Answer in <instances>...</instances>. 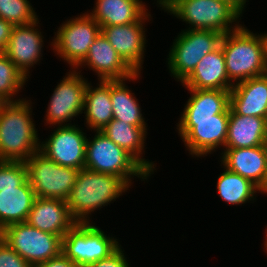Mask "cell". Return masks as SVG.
<instances>
[{
	"label": "cell",
	"instance_id": "18",
	"mask_svg": "<svg viewBox=\"0 0 267 267\" xmlns=\"http://www.w3.org/2000/svg\"><path fill=\"white\" fill-rule=\"evenodd\" d=\"M220 155L222 166L228 170L250 180L258 188L263 183L267 170V144L248 148L222 149Z\"/></svg>",
	"mask_w": 267,
	"mask_h": 267
},
{
	"label": "cell",
	"instance_id": "38",
	"mask_svg": "<svg viewBox=\"0 0 267 267\" xmlns=\"http://www.w3.org/2000/svg\"><path fill=\"white\" fill-rule=\"evenodd\" d=\"M266 227H267V226H266ZM265 233H266V234H265L266 236H265V239H264L265 241L263 242V243H264V244H263V245H264L263 250L265 249L264 252L267 254V228L265 229Z\"/></svg>",
	"mask_w": 267,
	"mask_h": 267
},
{
	"label": "cell",
	"instance_id": "39",
	"mask_svg": "<svg viewBox=\"0 0 267 267\" xmlns=\"http://www.w3.org/2000/svg\"><path fill=\"white\" fill-rule=\"evenodd\" d=\"M264 40H265V45H266V56H267V33H262Z\"/></svg>",
	"mask_w": 267,
	"mask_h": 267
},
{
	"label": "cell",
	"instance_id": "36",
	"mask_svg": "<svg viewBox=\"0 0 267 267\" xmlns=\"http://www.w3.org/2000/svg\"><path fill=\"white\" fill-rule=\"evenodd\" d=\"M227 3H229L232 7H234L241 15L244 14L246 7V2H249V0H224Z\"/></svg>",
	"mask_w": 267,
	"mask_h": 267
},
{
	"label": "cell",
	"instance_id": "37",
	"mask_svg": "<svg viewBox=\"0 0 267 267\" xmlns=\"http://www.w3.org/2000/svg\"><path fill=\"white\" fill-rule=\"evenodd\" d=\"M258 193L267 194V170L263 183L258 188Z\"/></svg>",
	"mask_w": 267,
	"mask_h": 267
},
{
	"label": "cell",
	"instance_id": "15",
	"mask_svg": "<svg viewBox=\"0 0 267 267\" xmlns=\"http://www.w3.org/2000/svg\"><path fill=\"white\" fill-rule=\"evenodd\" d=\"M40 19L28 25L13 26L4 54L27 77L31 68L39 65L43 55L44 36L40 28ZM40 28V29H39Z\"/></svg>",
	"mask_w": 267,
	"mask_h": 267
},
{
	"label": "cell",
	"instance_id": "11",
	"mask_svg": "<svg viewBox=\"0 0 267 267\" xmlns=\"http://www.w3.org/2000/svg\"><path fill=\"white\" fill-rule=\"evenodd\" d=\"M0 237L32 267L61 253L62 238L24 223H15L0 231Z\"/></svg>",
	"mask_w": 267,
	"mask_h": 267
},
{
	"label": "cell",
	"instance_id": "30",
	"mask_svg": "<svg viewBox=\"0 0 267 267\" xmlns=\"http://www.w3.org/2000/svg\"><path fill=\"white\" fill-rule=\"evenodd\" d=\"M29 0H0V18L13 26L28 25L39 19Z\"/></svg>",
	"mask_w": 267,
	"mask_h": 267
},
{
	"label": "cell",
	"instance_id": "25",
	"mask_svg": "<svg viewBox=\"0 0 267 267\" xmlns=\"http://www.w3.org/2000/svg\"><path fill=\"white\" fill-rule=\"evenodd\" d=\"M36 199L28 179L19 187L0 188V231L24 223Z\"/></svg>",
	"mask_w": 267,
	"mask_h": 267
},
{
	"label": "cell",
	"instance_id": "17",
	"mask_svg": "<svg viewBox=\"0 0 267 267\" xmlns=\"http://www.w3.org/2000/svg\"><path fill=\"white\" fill-rule=\"evenodd\" d=\"M26 223L62 238L77 222L65 200L36 197Z\"/></svg>",
	"mask_w": 267,
	"mask_h": 267
},
{
	"label": "cell",
	"instance_id": "10",
	"mask_svg": "<svg viewBox=\"0 0 267 267\" xmlns=\"http://www.w3.org/2000/svg\"><path fill=\"white\" fill-rule=\"evenodd\" d=\"M36 197L67 200L80 170L58 165L40 151L25 161Z\"/></svg>",
	"mask_w": 267,
	"mask_h": 267
},
{
	"label": "cell",
	"instance_id": "3",
	"mask_svg": "<svg viewBox=\"0 0 267 267\" xmlns=\"http://www.w3.org/2000/svg\"><path fill=\"white\" fill-rule=\"evenodd\" d=\"M244 26L241 25L237 30L224 34L220 42L227 75L233 85L267 74L263 34L253 33Z\"/></svg>",
	"mask_w": 267,
	"mask_h": 267
},
{
	"label": "cell",
	"instance_id": "34",
	"mask_svg": "<svg viewBox=\"0 0 267 267\" xmlns=\"http://www.w3.org/2000/svg\"><path fill=\"white\" fill-rule=\"evenodd\" d=\"M34 267H78L73 261L67 258L62 252L48 261Z\"/></svg>",
	"mask_w": 267,
	"mask_h": 267
},
{
	"label": "cell",
	"instance_id": "1",
	"mask_svg": "<svg viewBox=\"0 0 267 267\" xmlns=\"http://www.w3.org/2000/svg\"><path fill=\"white\" fill-rule=\"evenodd\" d=\"M32 100L0 102V161H23L39 151Z\"/></svg>",
	"mask_w": 267,
	"mask_h": 267
},
{
	"label": "cell",
	"instance_id": "20",
	"mask_svg": "<svg viewBox=\"0 0 267 267\" xmlns=\"http://www.w3.org/2000/svg\"><path fill=\"white\" fill-rule=\"evenodd\" d=\"M230 108L236 114L267 120V74L235 84L230 90Z\"/></svg>",
	"mask_w": 267,
	"mask_h": 267
},
{
	"label": "cell",
	"instance_id": "22",
	"mask_svg": "<svg viewBox=\"0 0 267 267\" xmlns=\"http://www.w3.org/2000/svg\"><path fill=\"white\" fill-rule=\"evenodd\" d=\"M267 144V120L236 114L230 108L228 134L223 149L248 148Z\"/></svg>",
	"mask_w": 267,
	"mask_h": 267
},
{
	"label": "cell",
	"instance_id": "7",
	"mask_svg": "<svg viewBox=\"0 0 267 267\" xmlns=\"http://www.w3.org/2000/svg\"><path fill=\"white\" fill-rule=\"evenodd\" d=\"M96 223H76L63 237L61 252L78 267L108 257L121 244L115 236L107 235Z\"/></svg>",
	"mask_w": 267,
	"mask_h": 267
},
{
	"label": "cell",
	"instance_id": "12",
	"mask_svg": "<svg viewBox=\"0 0 267 267\" xmlns=\"http://www.w3.org/2000/svg\"><path fill=\"white\" fill-rule=\"evenodd\" d=\"M81 71L69 70L52 91L44 116L45 126L50 125L49 128L52 126L55 128V126L75 125L71 120L74 121L83 113L88 80L83 77Z\"/></svg>",
	"mask_w": 267,
	"mask_h": 267
},
{
	"label": "cell",
	"instance_id": "28",
	"mask_svg": "<svg viewBox=\"0 0 267 267\" xmlns=\"http://www.w3.org/2000/svg\"><path fill=\"white\" fill-rule=\"evenodd\" d=\"M222 173L219 174L216 183V190L220 198L230 205L246 204L247 202H256L258 187L250 180L241 175L222 167Z\"/></svg>",
	"mask_w": 267,
	"mask_h": 267
},
{
	"label": "cell",
	"instance_id": "8",
	"mask_svg": "<svg viewBox=\"0 0 267 267\" xmlns=\"http://www.w3.org/2000/svg\"><path fill=\"white\" fill-rule=\"evenodd\" d=\"M229 114L230 106L212 117L178 118L176 129L189 155L201 158L225 147Z\"/></svg>",
	"mask_w": 267,
	"mask_h": 267
},
{
	"label": "cell",
	"instance_id": "27",
	"mask_svg": "<svg viewBox=\"0 0 267 267\" xmlns=\"http://www.w3.org/2000/svg\"><path fill=\"white\" fill-rule=\"evenodd\" d=\"M189 99L180 118H204L222 114L230 106V90L187 89Z\"/></svg>",
	"mask_w": 267,
	"mask_h": 267
},
{
	"label": "cell",
	"instance_id": "19",
	"mask_svg": "<svg viewBox=\"0 0 267 267\" xmlns=\"http://www.w3.org/2000/svg\"><path fill=\"white\" fill-rule=\"evenodd\" d=\"M181 85L185 89L231 90L234 85L227 75L222 47L206 54Z\"/></svg>",
	"mask_w": 267,
	"mask_h": 267
},
{
	"label": "cell",
	"instance_id": "5",
	"mask_svg": "<svg viewBox=\"0 0 267 267\" xmlns=\"http://www.w3.org/2000/svg\"><path fill=\"white\" fill-rule=\"evenodd\" d=\"M94 133V137H87L85 169L120 177L130 188L136 177L144 183L150 179L151 174L126 150L116 145L101 131Z\"/></svg>",
	"mask_w": 267,
	"mask_h": 267
},
{
	"label": "cell",
	"instance_id": "4",
	"mask_svg": "<svg viewBox=\"0 0 267 267\" xmlns=\"http://www.w3.org/2000/svg\"><path fill=\"white\" fill-rule=\"evenodd\" d=\"M156 2V6L165 13H170L169 15L188 24L187 30H212L224 35L242 25L240 20L243 15L224 0H157Z\"/></svg>",
	"mask_w": 267,
	"mask_h": 267
},
{
	"label": "cell",
	"instance_id": "9",
	"mask_svg": "<svg viewBox=\"0 0 267 267\" xmlns=\"http://www.w3.org/2000/svg\"><path fill=\"white\" fill-rule=\"evenodd\" d=\"M82 14V15H81ZM63 22L50 45L55 55L75 69L88 54L91 44L101 32L99 23L87 12Z\"/></svg>",
	"mask_w": 267,
	"mask_h": 267
},
{
	"label": "cell",
	"instance_id": "26",
	"mask_svg": "<svg viewBox=\"0 0 267 267\" xmlns=\"http://www.w3.org/2000/svg\"><path fill=\"white\" fill-rule=\"evenodd\" d=\"M141 73L122 80H110V97L113 105V119L123 121L133 126H148L141 105L135 93L126 85L127 81L136 82Z\"/></svg>",
	"mask_w": 267,
	"mask_h": 267
},
{
	"label": "cell",
	"instance_id": "31",
	"mask_svg": "<svg viewBox=\"0 0 267 267\" xmlns=\"http://www.w3.org/2000/svg\"><path fill=\"white\" fill-rule=\"evenodd\" d=\"M23 161H0V188L19 187L27 180Z\"/></svg>",
	"mask_w": 267,
	"mask_h": 267
},
{
	"label": "cell",
	"instance_id": "24",
	"mask_svg": "<svg viewBox=\"0 0 267 267\" xmlns=\"http://www.w3.org/2000/svg\"><path fill=\"white\" fill-rule=\"evenodd\" d=\"M94 88L90 82L84 96V125L90 131H101L113 119L110 80H98Z\"/></svg>",
	"mask_w": 267,
	"mask_h": 267
},
{
	"label": "cell",
	"instance_id": "21",
	"mask_svg": "<svg viewBox=\"0 0 267 267\" xmlns=\"http://www.w3.org/2000/svg\"><path fill=\"white\" fill-rule=\"evenodd\" d=\"M148 126H133L120 120L112 119L101 132L116 145L132 155L150 174L156 172L155 161L145 159V142Z\"/></svg>",
	"mask_w": 267,
	"mask_h": 267
},
{
	"label": "cell",
	"instance_id": "14",
	"mask_svg": "<svg viewBox=\"0 0 267 267\" xmlns=\"http://www.w3.org/2000/svg\"><path fill=\"white\" fill-rule=\"evenodd\" d=\"M150 13L148 10L134 23L101 27L103 35L135 73H141L143 68L147 43L145 24L152 20Z\"/></svg>",
	"mask_w": 267,
	"mask_h": 267
},
{
	"label": "cell",
	"instance_id": "29",
	"mask_svg": "<svg viewBox=\"0 0 267 267\" xmlns=\"http://www.w3.org/2000/svg\"><path fill=\"white\" fill-rule=\"evenodd\" d=\"M27 81L16 65L4 53H0V102L22 100L17 94L25 89L23 87Z\"/></svg>",
	"mask_w": 267,
	"mask_h": 267
},
{
	"label": "cell",
	"instance_id": "32",
	"mask_svg": "<svg viewBox=\"0 0 267 267\" xmlns=\"http://www.w3.org/2000/svg\"><path fill=\"white\" fill-rule=\"evenodd\" d=\"M0 267H32L0 237Z\"/></svg>",
	"mask_w": 267,
	"mask_h": 267
},
{
	"label": "cell",
	"instance_id": "33",
	"mask_svg": "<svg viewBox=\"0 0 267 267\" xmlns=\"http://www.w3.org/2000/svg\"><path fill=\"white\" fill-rule=\"evenodd\" d=\"M122 248L123 247L120 245L108 257L98 260L88 267H131L130 263H128V257H126L125 250Z\"/></svg>",
	"mask_w": 267,
	"mask_h": 267
},
{
	"label": "cell",
	"instance_id": "16",
	"mask_svg": "<svg viewBox=\"0 0 267 267\" xmlns=\"http://www.w3.org/2000/svg\"><path fill=\"white\" fill-rule=\"evenodd\" d=\"M93 70L98 80L127 79L135 72L124 62L102 32L91 44L85 59L75 68Z\"/></svg>",
	"mask_w": 267,
	"mask_h": 267
},
{
	"label": "cell",
	"instance_id": "23",
	"mask_svg": "<svg viewBox=\"0 0 267 267\" xmlns=\"http://www.w3.org/2000/svg\"><path fill=\"white\" fill-rule=\"evenodd\" d=\"M94 5L92 12L87 13L100 27L134 23L148 11L142 0H95Z\"/></svg>",
	"mask_w": 267,
	"mask_h": 267
},
{
	"label": "cell",
	"instance_id": "35",
	"mask_svg": "<svg viewBox=\"0 0 267 267\" xmlns=\"http://www.w3.org/2000/svg\"><path fill=\"white\" fill-rule=\"evenodd\" d=\"M13 25L0 18V53H3L11 36Z\"/></svg>",
	"mask_w": 267,
	"mask_h": 267
},
{
	"label": "cell",
	"instance_id": "2",
	"mask_svg": "<svg viewBox=\"0 0 267 267\" xmlns=\"http://www.w3.org/2000/svg\"><path fill=\"white\" fill-rule=\"evenodd\" d=\"M129 187L120 177L84 168L79 171L66 204L77 223H93L92 213L115 202Z\"/></svg>",
	"mask_w": 267,
	"mask_h": 267
},
{
	"label": "cell",
	"instance_id": "13",
	"mask_svg": "<svg viewBox=\"0 0 267 267\" xmlns=\"http://www.w3.org/2000/svg\"><path fill=\"white\" fill-rule=\"evenodd\" d=\"M52 134L40 140L39 151L58 165L78 170L85 168L87 134L78 124L56 126Z\"/></svg>",
	"mask_w": 267,
	"mask_h": 267
},
{
	"label": "cell",
	"instance_id": "6",
	"mask_svg": "<svg viewBox=\"0 0 267 267\" xmlns=\"http://www.w3.org/2000/svg\"><path fill=\"white\" fill-rule=\"evenodd\" d=\"M222 36L212 30H181L166 58L170 76L181 84L206 54L220 46Z\"/></svg>",
	"mask_w": 267,
	"mask_h": 267
}]
</instances>
